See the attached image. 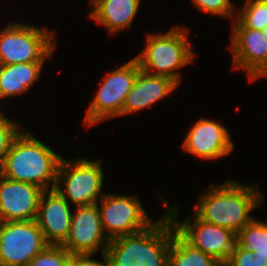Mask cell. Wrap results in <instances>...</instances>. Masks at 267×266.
Returning <instances> with one entry per match:
<instances>
[{
	"instance_id": "1",
	"label": "cell",
	"mask_w": 267,
	"mask_h": 266,
	"mask_svg": "<svg viewBox=\"0 0 267 266\" xmlns=\"http://www.w3.org/2000/svg\"><path fill=\"white\" fill-rule=\"evenodd\" d=\"M256 185H239L228 180L222 185H211L202 193L195 205V214L203 221L221 226L235 233L254 217L250 212L261 205L264 196L255 189Z\"/></svg>"
},
{
	"instance_id": "2",
	"label": "cell",
	"mask_w": 267,
	"mask_h": 266,
	"mask_svg": "<svg viewBox=\"0 0 267 266\" xmlns=\"http://www.w3.org/2000/svg\"><path fill=\"white\" fill-rule=\"evenodd\" d=\"M175 226L166 213L146 229L109 241L105 266H166Z\"/></svg>"
},
{
	"instance_id": "3",
	"label": "cell",
	"mask_w": 267,
	"mask_h": 266,
	"mask_svg": "<svg viewBox=\"0 0 267 266\" xmlns=\"http://www.w3.org/2000/svg\"><path fill=\"white\" fill-rule=\"evenodd\" d=\"M61 158L41 140L20 131L4 157L0 175L13 181L36 185L44 191L52 190ZM51 182L52 186H49Z\"/></svg>"
},
{
	"instance_id": "4",
	"label": "cell",
	"mask_w": 267,
	"mask_h": 266,
	"mask_svg": "<svg viewBox=\"0 0 267 266\" xmlns=\"http://www.w3.org/2000/svg\"><path fill=\"white\" fill-rule=\"evenodd\" d=\"M188 33L185 27L176 26L166 33L148 34L146 48L135 57L140 69L152 75L170 77L180 84L181 75L177 70L192 63L195 55L188 42Z\"/></svg>"
},
{
	"instance_id": "5",
	"label": "cell",
	"mask_w": 267,
	"mask_h": 266,
	"mask_svg": "<svg viewBox=\"0 0 267 266\" xmlns=\"http://www.w3.org/2000/svg\"><path fill=\"white\" fill-rule=\"evenodd\" d=\"M53 37V31L11 22L0 31V65L45 62L56 47Z\"/></svg>"
},
{
	"instance_id": "6",
	"label": "cell",
	"mask_w": 267,
	"mask_h": 266,
	"mask_svg": "<svg viewBox=\"0 0 267 266\" xmlns=\"http://www.w3.org/2000/svg\"><path fill=\"white\" fill-rule=\"evenodd\" d=\"M100 162L84 158L70 162L61 158L54 189L75 207L97 204L104 178Z\"/></svg>"
},
{
	"instance_id": "7",
	"label": "cell",
	"mask_w": 267,
	"mask_h": 266,
	"mask_svg": "<svg viewBox=\"0 0 267 266\" xmlns=\"http://www.w3.org/2000/svg\"><path fill=\"white\" fill-rule=\"evenodd\" d=\"M139 71V63L133 58L108 73L87 109L84 124L90 127L99 121L120 116L126 95L130 92Z\"/></svg>"
},
{
	"instance_id": "8",
	"label": "cell",
	"mask_w": 267,
	"mask_h": 266,
	"mask_svg": "<svg viewBox=\"0 0 267 266\" xmlns=\"http://www.w3.org/2000/svg\"><path fill=\"white\" fill-rule=\"evenodd\" d=\"M100 200L101 225L109 240L140 232L153 223L137 196L101 194Z\"/></svg>"
},
{
	"instance_id": "9",
	"label": "cell",
	"mask_w": 267,
	"mask_h": 266,
	"mask_svg": "<svg viewBox=\"0 0 267 266\" xmlns=\"http://www.w3.org/2000/svg\"><path fill=\"white\" fill-rule=\"evenodd\" d=\"M46 246L36 220L0 222V266H29Z\"/></svg>"
},
{
	"instance_id": "10",
	"label": "cell",
	"mask_w": 267,
	"mask_h": 266,
	"mask_svg": "<svg viewBox=\"0 0 267 266\" xmlns=\"http://www.w3.org/2000/svg\"><path fill=\"white\" fill-rule=\"evenodd\" d=\"M177 206L168 209L176 231L193 247L209 254L218 261H227L236 244V234L221 226L210 224L200 219L196 214L179 223L176 218ZM192 224H191V221Z\"/></svg>"
},
{
	"instance_id": "11",
	"label": "cell",
	"mask_w": 267,
	"mask_h": 266,
	"mask_svg": "<svg viewBox=\"0 0 267 266\" xmlns=\"http://www.w3.org/2000/svg\"><path fill=\"white\" fill-rule=\"evenodd\" d=\"M109 241L101 225L97 203L76 206L72 214L69 235L61 246L71 255L92 256L95 252L101 251L104 257Z\"/></svg>"
},
{
	"instance_id": "12",
	"label": "cell",
	"mask_w": 267,
	"mask_h": 266,
	"mask_svg": "<svg viewBox=\"0 0 267 266\" xmlns=\"http://www.w3.org/2000/svg\"><path fill=\"white\" fill-rule=\"evenodd\" d=\"M44 190L0 175V222L36 220Z\"/></svg>"
},
{
	"instance_id": "13",
	"label": "cell",
	"mask_w": 267,
	"mask_h": 266,
	"mask_svg": "<svg viewBox=\"0 0 267 266\" xmlns=\"http://www.w3.org/2000/svg\"><path fill=\"white\" fill-rule=\"evenodd\" d=\"M231 36L233 67L244 70L251 81L267 77V40L263 32L251 28H232Z\"/></svg>"
},
{
	"instance_id": "14",
	"label": "cell",
	"mask_w": 267,
	"mask_h": 266,
	"mask_svg": "<svg viewBox=\"0 0 267 266\" xmlns=\"http://www.w3.org/2000/svg\"><path fill=\"white\" fill-rule=\"evenodd\" d=\"M69 205L55 189L42 193L36 222L48 245L61 246L66 241L73 214Z\"/></svg>"
},
{
	"instance_id": "15",
	"label": "cell",
	"mask_w": 267,
	"mask_h": 266,
	"mask_svg": "<svg viewBox=\"0 0 267 266\" xmlns=\"http://www.w3.org/2000/svg\"><path fill=\"white\" fill-rule=\"evenodd\" d=\"M182 147L197 157L213 160L230 154L234 142L223 125L200 118L190 129Z\"/></svg>"
},
{
	"instance_id": "16",
	"label": "cell",
	"mask_w": 267,
	"mask_h": 266,
	"mask_svg": "<svg viewBox=\"0 0 267 266\" xmlns=\"http://www.w3.org/2000/svg\"><path fill=\"white\" fill-rule=\"evenodd\" d=\"M179 84L167 76L152 75L139 71L130 92L126 95L121 115H127L152 107L177 88Z\"/></svg>"
},
{
	"instance_id": "17",
	"label": "cell",
	"mask_w": 267,
	"mask_h": 266,
	"mask_svg": "<svg viewBox=\"0 0 267 266\" xmlns=\"http://www.w3.org/2000/svg\"><path fill=\"white\" fill-rule=\"evenodd\" d=\"M140 4L141 0H96L89 18L105 26L109 33L117 34L130 27Z\"/></svg>"
},
{
	"instance_id": "18",
	"label": "cell",
	"mask_w": 267,
	"mask_h": 266,
	"mask_svg": "<svg viewBox=\"0 0 267 266\" xmlns=\"http://www.w3.org/2000/svg\"><path fill=\"white\" fill-rule=\"evenodd\" d=\"M45 62L0 65V99L25 93L40 78Z\"/></svg>"
},
{
	"instance_id": "19",
	"label": "cell",
	"mask_w": 267,
	"mask_h": 266,
	"mask_svg": "<svg viewBox=\"0 0 267 266\" xmlns=\"http://www.w3.org/2000/svg\"><path fill=\"white\" fill-rule=\"evenodd\" d=\"M219 262L193 247L176 230L173 232L166 266H216Z\"/></svg>"
},
{
	"instance_id": "20",
	"label": "cell",
	"mask_w": 267,
	"mask_h": 266,
	"mask_svg": "<svg viewBox=\"0 0 267 266\" xmlns=\"http://www.w3.org/2000/svg\"><path fill=\"white\" fill-rule=\"evenodd\" d=\"M236 242L253 252L259 266H267V224L254 218L238 232Z\"/></svg>"
},
{
	"instance_id": "21",
	"label": "cell",
	"mask_w": 267,
	"mask_h": 266,
	"mask_svg": "<svg viewBox=\"0 0 267 266\" xmlns=\"http://www.w3.org/2000/svg\"><path fill=\"white\" fill-rule=\"evenodd\" d=\"M239 8L232 28H251L263 31L267 26V0H247Z\"/></svg>"
},
{
	"instance_id": "22",
	"label": "cell",
	"mask_w": 267,
	"mask_h": 266,
	"mask_svg": "<svg viewBox=\"0 0 267 266\" xmlns=\"http://www.w3.org/2000/svg\"><path fill=\"white\" fill-rule=\"evenodd\" d=\"M71 253L60 245H48L29 263V266H66Z\"/></svg>"
},
{
	"instance_id": "23",
	"label": "cell",
	"mask_w": 267,
	"mask_h": 266,
	"mask_svg": "<svg viewBox=\"0 0 267 266\" xmlns=\"http://www.w3.org/2000/svg\"><path fill=\"white\" fill-rule=\"evenodd\" d=\"M17 123L3 115L0 110V166L15 137L20 133Z\"/></svg>"
},
{
	"instance_id": "24",
	"label": "cell",
	"mask_w": 267,
	"mask_h": 266,
	"mask_svg": "<svg viewBox=\"0 0 267 266\" xmlns=\"http://www.w3.org/2000/svg\"><path fill=\"white\" fill-rule=\"evenodd\" d=\"M192 3L197 6L196 8L206 14L234 18V8L231 0H192Z\"/></svg>"
},
{
	"instance_id": "25",
	"label": "cell",
	"mask_w": 267,
	"mask_h": 266,
	"mask_svg": "<svg viewBox=\"0 0 267 266\" xmlns=\"http://www.w3.org/2000/svg\"><path fill=\"white\" fill-rule=\"evenodd\" d=\"M226 262L230 266H259V262L257 258H254L253 252L241 247L237 242Z\"/></svg>"
},
{
	"instance_id": "26",
	"label": "cell",
	"mask_w": 267,
	"mask_h": 266,
	"mask_svg": "<svg viewBox=\"0 0 267 266\" xmlns=\"http://www.w3.org/2000/svg\"><path fill=\"white\" fill-rule=\"evenodd\" d=\"M91 256L84 255H71L68 259L66 266H105V260L99 262L97 260H92Z\"/></svg>"
},
{
	"instance_id": "27",
	"label": "cell",
	"mask_w": 267,
	"mask_h": 266,
	"mask_svg": "<svg viewBox=\"0 0 267 266\" xmlns=\"http://www.w3.org/2000/svg\"><path fill=\"white\" fill-rule=\"evenodd\" d=\"M216 266H230L226 261H220Z\"/></svg>"
},
{
	"instance_id": "28",
	"label": "cell",
	"mask_w": 267,
	"mask_h": 266,
	"mask_svg": "<svg viewBox=\"0 0 267 266\" xmlns=\"http://www.w3.org/2000/svg\"><path fill=\"white\" fill-rule=\"evenodd\" d=\"M262 32H263L264 38L267 40V26Z\"/></svg>"
},
{
	"instance_id": "29",
	"label": "cell",
	"mask_w": 267,
	"mask_h": 266,
	"mask_svg": "<svg viewBox=\"0 0 267 266\" xmlns=\"http://www.w3.org/2000/svg\"><path fill=\"white\" fill-rule=\"evenodd\" d=\"M96 0H90V6L95 2Z\"/></svg>"
}]
</instances>
